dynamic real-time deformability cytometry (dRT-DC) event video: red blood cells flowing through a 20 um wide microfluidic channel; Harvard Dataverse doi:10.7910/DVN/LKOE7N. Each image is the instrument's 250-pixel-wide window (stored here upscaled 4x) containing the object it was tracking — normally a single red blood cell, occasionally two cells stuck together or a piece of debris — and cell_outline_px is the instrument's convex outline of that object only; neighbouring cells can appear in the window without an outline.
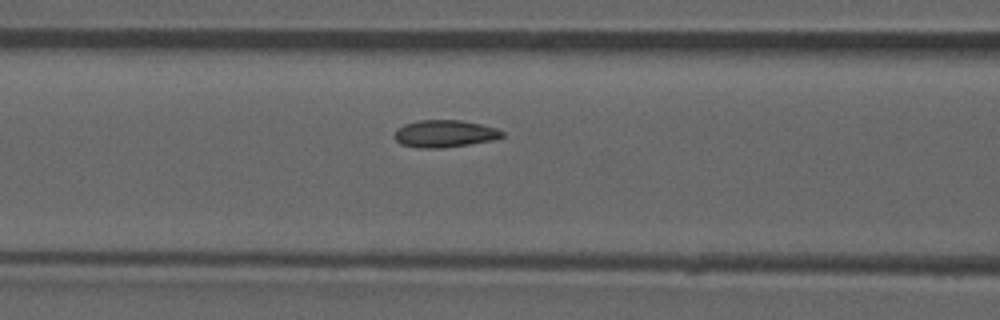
{"species": "common noctule bat (a hibernating species)", "species_latin": "Nyctalus noctula", "temperature_condition": "room temperature", "stored_images_in_passage": 45, "camera_frame_rate_fps": 3000, "um_per_image_px": 0.085, "animal": {"sex": "male", "forearm_length_mm": 52.5}, "frame": {"image": 1, "passage_image": 14, "time_ms": 4.333, "image_size_px": [1000, 320], "cell_outline_px": [[504, 136], [492, 140], [468, 144], [440, 148], [416, 148], [400, 144], [392, 136], [396, 128], [404, 124], [420, 120], [460, 120], [480, 124], [496, 128], [504, 132]], "centroid_in_image_um": [37.73, 11.36], "position_along_channel_um": 128.9, "area_um2": 17.17}, "authors_computed_cell_mechanics": {"area_um2": 16.5308, "velocity_mm_per_s": 3.9214, "shape_relaxation_time_tau1_ms": null, "shape_relaxation_time_tau2_ms": 1.0828, "deformation_change_tau1": null, "deformation_change_tau2": 0.0463}}